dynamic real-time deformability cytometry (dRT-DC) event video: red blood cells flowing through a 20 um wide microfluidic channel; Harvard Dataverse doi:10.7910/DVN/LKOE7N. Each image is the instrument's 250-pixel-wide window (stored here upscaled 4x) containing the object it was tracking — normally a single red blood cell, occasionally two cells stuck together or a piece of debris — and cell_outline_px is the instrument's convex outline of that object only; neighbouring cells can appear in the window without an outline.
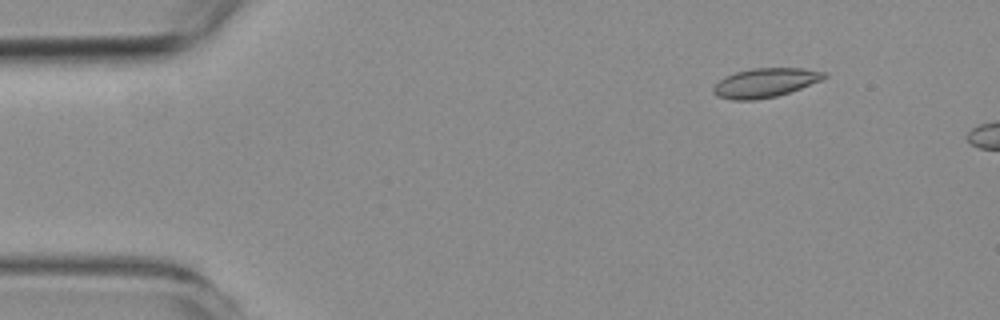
{"species": "common noctule bat (a hibernating species)", "species_latin": "Nyctalus noctula", "temperature_condition": "room temperature", "stored_images_in_passage": 12, "camera_frame_rate_fps": 3000, "um_per_image_px": 0.085, "animal": {"sex": "female", "body_mass_g": 19.3, "forearm_length_mm": 54.1}, "frame": {"image": 1, "passage_image": 7, "time_ms": 2.0, "image_size_px": [1000, 320], "cell_outline_px": [[828, 76], [820, 80], [800, 88], [776, 96], [752, 100], [732, 100], [716, 96], [712, 92], [712, 88], [724, 76], [736, 72], [752, 68], [800, 68], [828, 72]], "centroid_in_image_um": [65.01, 7.03], "position_along_channel_um": 20.0, "area_um2": 18.73}}